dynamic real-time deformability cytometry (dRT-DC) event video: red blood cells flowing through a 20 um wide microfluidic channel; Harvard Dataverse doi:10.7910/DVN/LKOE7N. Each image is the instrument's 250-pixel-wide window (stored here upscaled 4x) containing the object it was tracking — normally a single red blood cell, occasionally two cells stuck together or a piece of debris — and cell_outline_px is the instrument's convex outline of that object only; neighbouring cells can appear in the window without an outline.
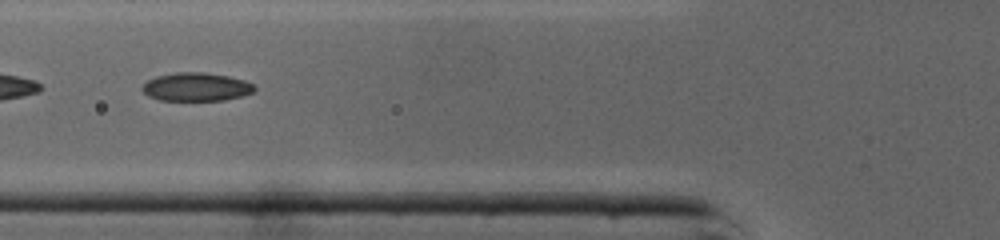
{"species": "common noctule bat (a hibernating species)", "species_latin": "Nyctalus noctula", "temperature_condition": "cold", "stored_images_in_passage": 39, "camera_frame_rate_fps": 3000, "um_per_image_px": 0.085, "animal": {"sex": "male", "body_mass_g": 19.0, "forearm_length_mm": 50.8}, "frame": {"image": 1, "passage_image": 10, "time_ms": 3.0, "image_size_px": [1000, 240], "cell_outline_px": [[256, 88], [252, 92], [240, 96], [224, 100], [160, 100], [148, 96], [140, 88], [148, 80], [156, 76], [176, 72], [204, 72], [228, 76], [244, 80], [252, 84]], "centroid_in_image_um": [16.65, 7.38], "position_along_channel_um": 109.1, "area_um2": 18.44}}
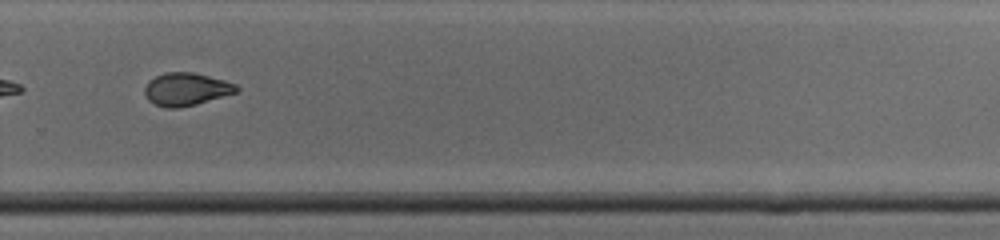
{"frame": {"image": 2, "passage_image": 24, "time_ms": 7.667, "image_size_px": [1000, 240], "cell_outline_px": [[240, 88], [236, 92], [196, 104], [176, 108], [164, 108], [148, 100], [144, 92], [144, 88], [148, 80], [164, 72], [192, 72], [224, 80], [236, 84]], "centroid_in_image_um": [15.79, 7.57], "position_along_channel_um": 314.0, "area_um2": 17.46}}
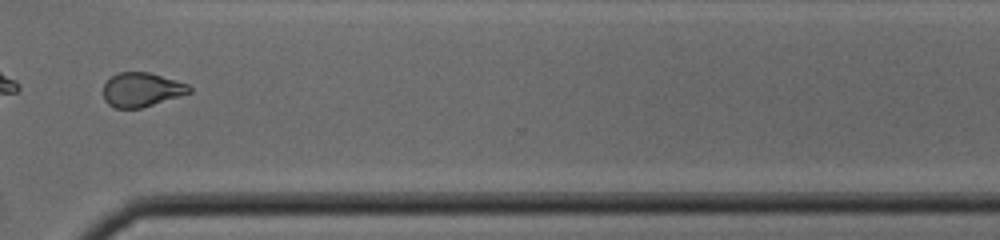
{"frame": {"image": 3, "passage_image": 27, "time_ms": 8.667, "image_size_px": [1000, 240], "cell_outline_px": [[192, 92], [140, 108], [116, 108], [108, 104], [104, 100], [104, 84], [112, 76], [120, 72], [148, 72], [176, 80], [188, 84], [192, 88]], "centroid_in_image_um": [12.04, 7.62], "position_along_channel_um": 358.6, "area_um2": 16.94}, "authors_computed_cell_mechanics": {"area_um2": 18.3804, "velocity_mm_per_s": 4.3997, "shape_relaxation_time_tau1_ms": null, "shape_relaxation_time_tau2_ms": 2.8416, "deformation_change_tau1": null, "deformation_change_tau2": 0.0716}}